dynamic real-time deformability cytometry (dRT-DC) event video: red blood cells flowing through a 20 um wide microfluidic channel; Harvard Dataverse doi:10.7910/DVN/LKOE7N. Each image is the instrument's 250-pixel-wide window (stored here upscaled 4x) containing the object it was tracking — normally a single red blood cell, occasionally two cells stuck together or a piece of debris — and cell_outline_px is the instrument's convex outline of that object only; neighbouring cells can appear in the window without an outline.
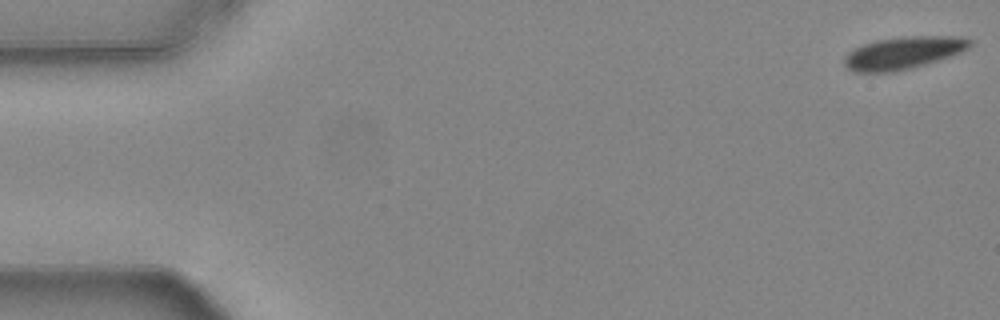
{"species": "common noctule bat (a hibernating species)", "species_latin": "Nyctalus noctula", "temperature_condition": "warm", "stored_images_in_passage": 11, "camera_frame_rate_fps": 3000, "um_per_image_px": 0.085, "animal": {"sex": "female", "body_mass_g": 24.6, "forearm_length_mm": 56.2}, "frame": {"image": 1, "passage_image": 1, "time_ms": 0.0, "image_size_px": [1000, 320], "cell_outline_px": [[972, 44], [968, 48], [952, 56], [912, 68], [892, 72], [856, 72], [848, 68], [844, 64], [844, 56], [848, 52], [864, 44], [876, 40], [904, 36], [960, 36], [972, 40]], "centroid_in_image_um": [76.8, 4.49], "position_along_channel_um": 8.2, "area_um2": 23.76}}